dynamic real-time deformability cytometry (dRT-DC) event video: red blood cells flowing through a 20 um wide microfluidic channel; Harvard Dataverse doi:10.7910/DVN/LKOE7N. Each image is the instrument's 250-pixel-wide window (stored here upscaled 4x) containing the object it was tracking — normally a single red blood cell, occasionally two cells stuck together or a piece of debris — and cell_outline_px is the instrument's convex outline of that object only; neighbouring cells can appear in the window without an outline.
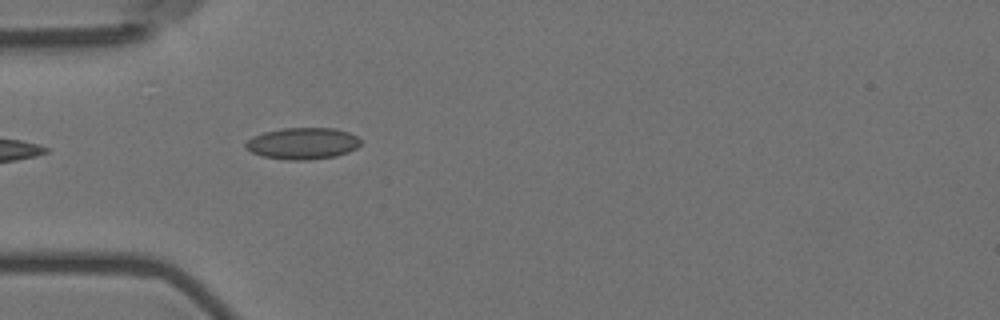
{"species": "Egyptian fruit bat (a non-hibernating species)", "species_latin": "Rousettus aegyptiacus", "temperature_condition": "room temperature", "stored_images_in_passage": 7, "camera_frame_rate_fps": 3000, "um_per_image_px": 0.085, "animal": {"sex": "female"}, "frame": {"image": 1, "passage_image": 1, "time_ms": 0.0, "image_size_px": [1000, 320], "cell_outline_px": [[364, 140], [356, 148], [348, 152], [336, 156], [308, 160], [288, 160], [260, 156], [244, 148], [244, 144], [252, 136], [264, 132], [284, 128], [336, 128], [348, 132]], "centroid_in_image_um": [25.72, 12.19], "position_along_channel_um": 59.3, "area_um2": 21.39}}
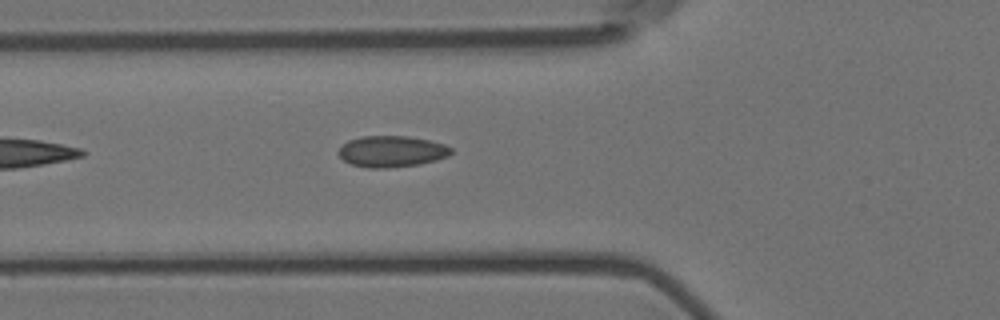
{"frame": {"image": 2, "passage_image": 4, "time_ms": 1.0, "image_size_px": [1000, 320], "cell_outline_px": [[452, 152], [448, 156], [436, 160], [420, 164], [388, 168], [368, 168], [352, 164], [344, 160], [336, 152], [348, 140], [360, 136], [408, 136], [428, 140], [444, 144], [452, 148]], "centroid_in_image_um": [33.29, 12.87], "position_along_channel_um": 92.5, "area_um2": 20.52}}